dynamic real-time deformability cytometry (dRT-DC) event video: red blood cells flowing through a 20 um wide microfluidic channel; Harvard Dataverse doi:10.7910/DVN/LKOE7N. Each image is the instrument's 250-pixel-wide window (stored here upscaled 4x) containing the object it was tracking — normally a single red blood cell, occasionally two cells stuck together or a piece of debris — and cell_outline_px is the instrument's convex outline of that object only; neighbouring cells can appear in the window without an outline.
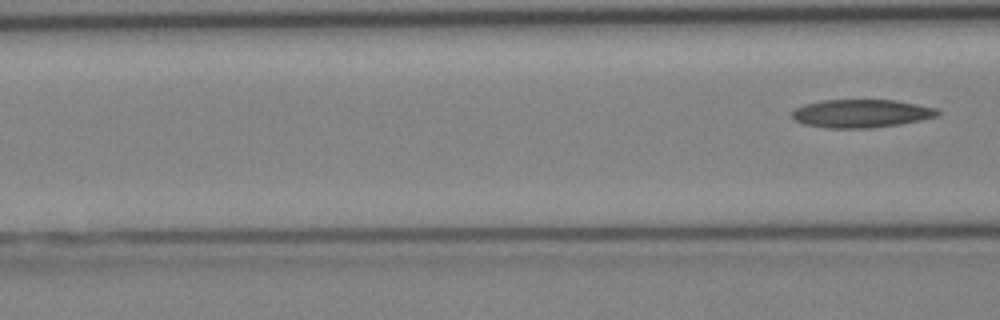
{"species": "Egyptian fruit bat (a non-hibernating species)", "species_latin": "Rousettus aegyptiacus", "temperature_condition": "cold", "stored_images_in_passage": 6, "segment_of_instrument_passage": [2, 2], "camera_frame_rate_fps": 3000, "um_per_image_px": 0.085, "animal": {"sex": "female"}, "frame": {"image": 1, "passage_image": 6, "time_ms": 5.667, "image_size_px": [1000, 320], "cell_outline_px": [[940, 116], [900, 124], [872, 128], [824, 128], [804, 124], [796, 120], [792, 116], [792, 112], [796, 108], [804, 104], [824, 100], [892, 100], [916, 104], [936, 108], [940, 112]], "centroid_in_image_um": [73.21, 9.65], "position_along_channel_um": 93.4, "area_um2": 23.87}}